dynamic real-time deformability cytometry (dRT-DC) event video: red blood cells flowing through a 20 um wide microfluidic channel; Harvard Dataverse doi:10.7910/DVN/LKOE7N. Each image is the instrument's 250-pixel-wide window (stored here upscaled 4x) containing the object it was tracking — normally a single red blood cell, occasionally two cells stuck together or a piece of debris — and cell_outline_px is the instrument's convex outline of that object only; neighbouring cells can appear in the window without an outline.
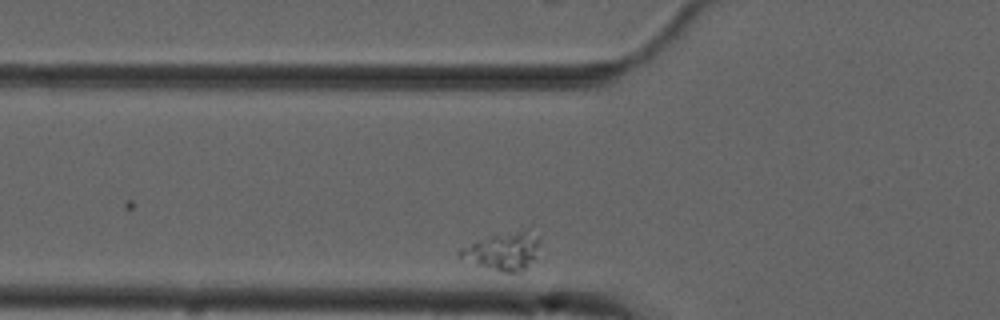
{"species": "common noctule bat (a hibernating species)", "species_latin": "Nyctalus noctula", "temperature_condition": "cold", "stored_images_in_passage": 11, "camera_frame_rate_fps": 3000, "um_per_image_px": 0.085, "animal": {"sex": "male", "forearm_length_mm": 52.5}, "frame": {"image": 1, "passage_image": 5, "time_ms": 4.667, "image_size_px": [1000, 320], "cell_outline_px": [[536, 260], [524, 272], [500, 272], [460, 256], [456, 252], [460, 248], [476, 240], [492, 236], [516, 232], [524, 232], [536, 240]], "centroid_in_image_um": [42.72, 21.43], "position_along_channel_um": 83.1, "area_um2": 16.47}}
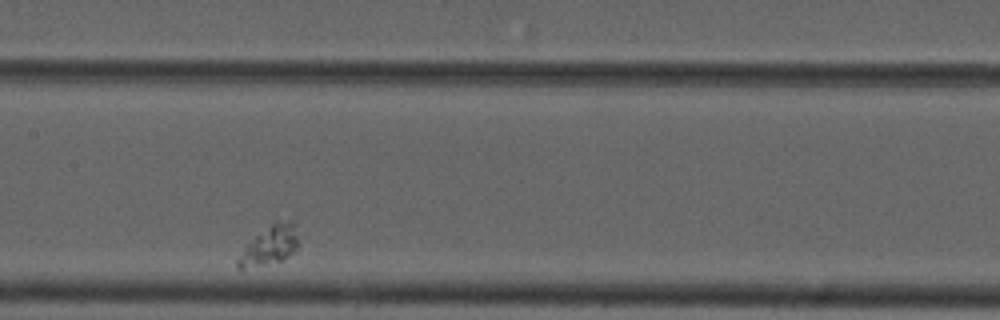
{"frame": {"image": 2, "passage_image": 8, "time_ms": 8.0, "image_size_px": [1000, 320], "cell_outline_px": [[296, 252], [280, 260], [240, 272], [236, 268], [236, 260], [248, 244], [256, 236], [276, 220], [296, 224]], "centroid_in_image_um": [22.86, 20.93], "position_along_channel_um": 184.5, "area_um2": 13.53}}
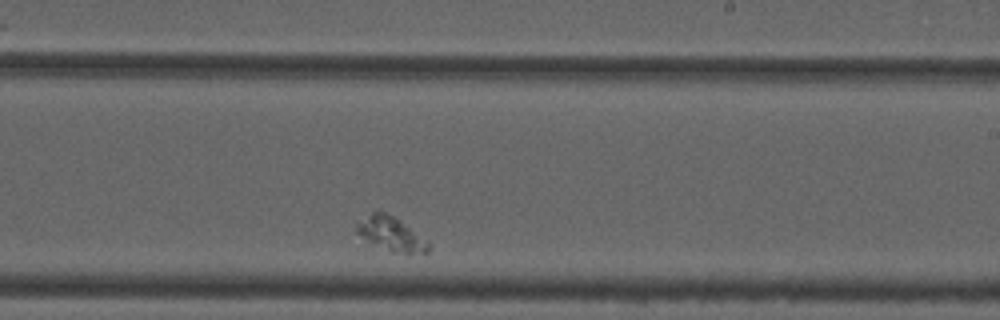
{"frame": {"image": 3, "passage_image": 10, "time_ms": 10.333, "image_size_px": [1000, 320], "cell_outline_px": [[432, 244], [428, 252], [424, 256], [404, 256], [392, 252], [356, 232], [356, 220], [376, 208], [380, 208], [428, 240]], "centroid_in_image_um": [33.32, 19.9], "position_along_channel_um": 255.7, "area_um2": 14.85}}